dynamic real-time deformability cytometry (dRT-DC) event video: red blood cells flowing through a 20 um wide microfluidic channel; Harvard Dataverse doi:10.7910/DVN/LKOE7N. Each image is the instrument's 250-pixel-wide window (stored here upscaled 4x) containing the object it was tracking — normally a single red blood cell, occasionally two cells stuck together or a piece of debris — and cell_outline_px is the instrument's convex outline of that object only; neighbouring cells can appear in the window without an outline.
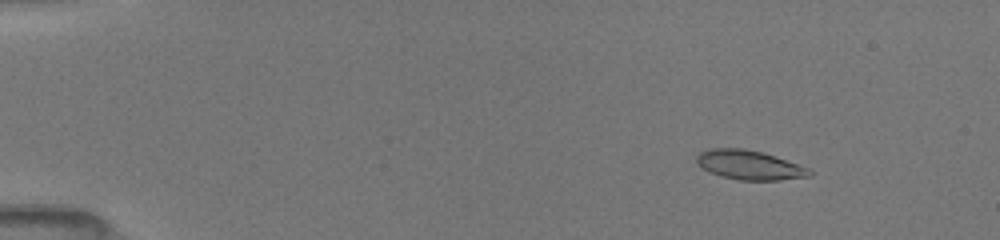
{"species": "common noctule bat (a hibernating species)", "species_latin": "Nyctalus noctula", "temperature_condition": "room temperature", "stored_images_in_passage": 62, "camera_frame_rate_fps": 3000, "um_per_image_px": 0.085, "animal": {"sex": "female", "body_mass_g": 19.5, "forearm_length_mm": 54.1}, "frame": {"image": 1, "passage_image": 8, "time_ms": 1.0, "image_size_px": [1000, 240], "cell_outline_px": [[812, 176], [780, 180], [740, 180], [720, 176], [708, 172], [696, 164], [696, 156], [700, 152], [708, 148], [744, 148], [760, 152], [808, 168], [812, 172]], "centroid_in_image_um": [63.62, 14.03], "position_along_channel_um": 21.4, "area_um2": 19.19}}
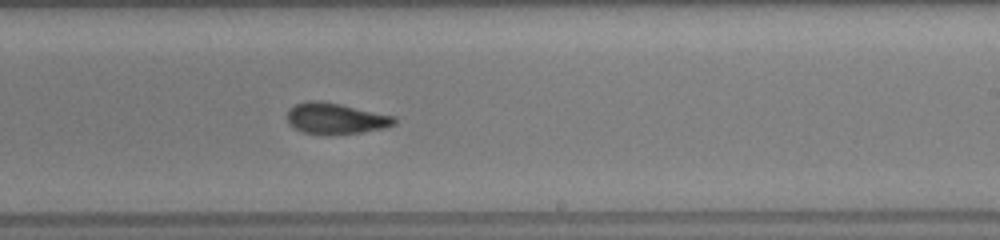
{"frame": {"image": 2, "passage_image": 37, "time_ms": 9.667, "image_size_px": [1000, 240], "cell_outline_px": [[396, 124], [384, 128], [364, 132], [328, 136], [324, 136], [304, 132], [292, 128], [288, 124], [288, 108], [296, 104], [308, 100], [320, 100], [340, 104], [396, 116]], "centroid_in_image_um": [28.52, 10.09], "position_along_channel_um": 260.5, "area_um2": 19.88}}
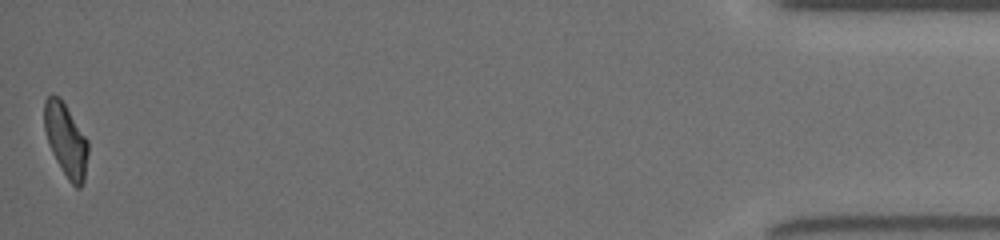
{"frame": {"image": 3, "passage_image": 62, "time_ms": 16.0, "image_size_px": [1000, 240], "cell_outline_px": [[88, 152], [84, 180], [80, 188], [76, 188], [68, 180], [56, 160], [52, 152], [44, 128], [44, 100], [48, 96], [60, 96], [88, 140]], "centroid_in_image_um": [5.6, 11.9], "position_along_channel_um": 429.6, "area_um2": 18.5}, "authors_computed_cell_mechanics": {"area_um2": 19.1896, "velocity_mm_per_s": 4.0033, "shape_relaxation_time_tau1_ms": 6.3281, "shape_relaxation_time_tau2_ms": 2.0991, "deformation_change_tau1": 0.1826, "deformation_change_tau2": 0.0851}}